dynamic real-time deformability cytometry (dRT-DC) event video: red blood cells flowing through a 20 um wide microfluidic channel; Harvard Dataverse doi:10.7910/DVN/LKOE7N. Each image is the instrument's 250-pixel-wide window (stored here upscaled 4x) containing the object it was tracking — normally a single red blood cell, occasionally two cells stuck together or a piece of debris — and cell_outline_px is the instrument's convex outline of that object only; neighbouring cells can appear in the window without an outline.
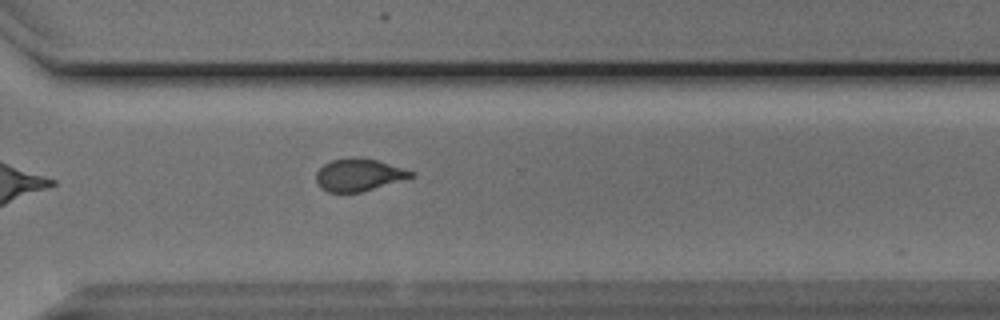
{"species": "Egyptian fruit bat (a non-hibernating species)", "species_latin": "Rousettus aegyptiacus", "temperature_condition": "cold", "stored_images_in_passage": 9, "segment_of_instrument_passage": [1, 2], "camera_frame_rate_fps": 3000, "um_per_image_px": 0.085, "animal": {"sex": "male"}, "frame": {"image": 1, "passage_image": 8, "time_ms": 2.333, "image_size_px": [1000, 320], "cell_outline_px": [[416, 176], [360, 192], [328, 192], [316, 180], [316, 172], [324, 164], [332, 160], [352, 156], [376, 160], [416, 172]], "centroid_in_image_um": [30.52, 14.85], "position_along_channel_um": 340.1, "area_um2": 17.69}}